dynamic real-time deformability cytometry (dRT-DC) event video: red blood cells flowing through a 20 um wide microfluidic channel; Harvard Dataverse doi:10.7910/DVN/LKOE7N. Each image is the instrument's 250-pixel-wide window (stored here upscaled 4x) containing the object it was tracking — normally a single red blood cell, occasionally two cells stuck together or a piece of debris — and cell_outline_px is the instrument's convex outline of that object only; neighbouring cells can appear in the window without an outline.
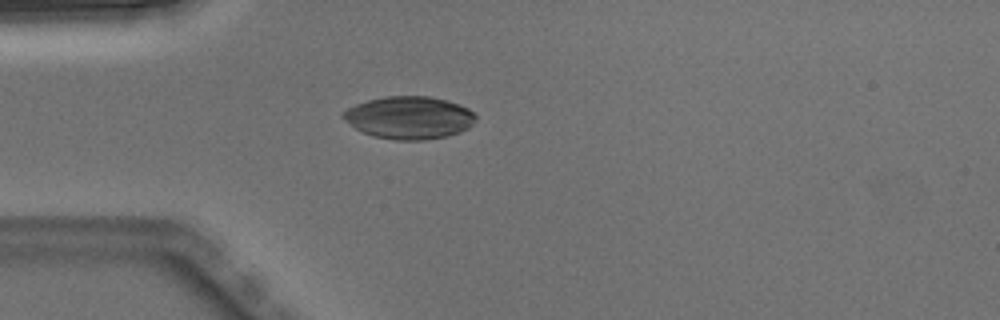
{"species": "Egyptian fruit bat (a non-hibernating species)", "species_latin": "Rousettus aegyptiacus", "temperature_condition": "warm", "stored_images_in_passage": 1, "camera_frame_rate_fps": 3000, "um_per_image_px": 0.085, "animal": {"sex": "male"}, "frame": {"image": 1, "passage_image": 1, "time_ms": 0.0, "image_size_px": [1000, 320], "cell_outline_px": [[476, 120], [468, 128], [460, 132], [448, 136], [424, 140], [396, 140], [376, 136], [364, 132], [356, 128], [344, 120], [340, 116], [340, 112], [356, 104], [368, 100], [384, 96], [428, 96], [448, 100], [460, 104], [476, 112]], "centroid_in_image_um": [34.81, 9.99], "position_along_channel_um": 50.2, "area_um2": 33.12}}